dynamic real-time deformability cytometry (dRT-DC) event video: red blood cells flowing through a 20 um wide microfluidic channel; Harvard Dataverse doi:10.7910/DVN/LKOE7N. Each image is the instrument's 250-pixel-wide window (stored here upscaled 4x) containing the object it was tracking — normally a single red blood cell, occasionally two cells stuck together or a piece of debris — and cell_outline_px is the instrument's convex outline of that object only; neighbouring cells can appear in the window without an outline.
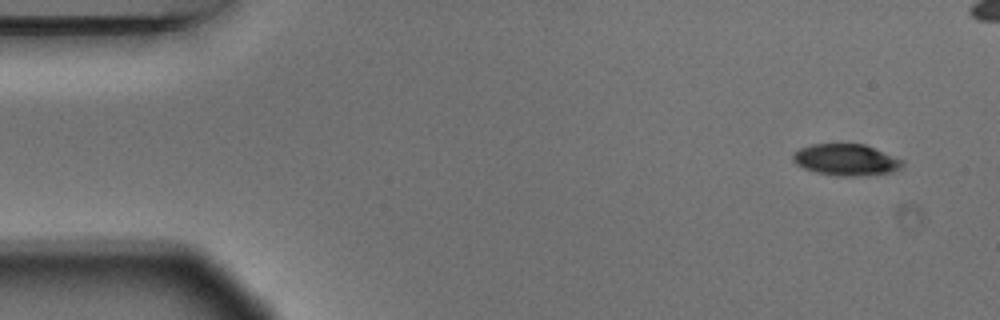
{"species": "Egyptian fruit bat (a non-hibernating species)", "species_latin": "Rousettus aegyptiacus", "temperature_condition": "warm", "stored_images_in_passage": 6, "camera_frame_rate_fps": 3000, "um_per_image_px": 0.085, "animal": {"sex": "male"}, "frame": {"image": 1, "passage_image": 1, "time_ms": 0.0, "image_size_px": [1000, 320], "cell_outline_px": [[904, 164], [900, 168], [892, 172], [856, 176], [836, 176], [816, 172], [804, 168], [796, 164], [792, 160], [792, 156], [800, 148], [812, 144], [864, 144], [904, 160]], "centroid_in_image_um": [71.92, 13.58], "position_along_channel_um": 13.1, "area_um2": 20.0}}
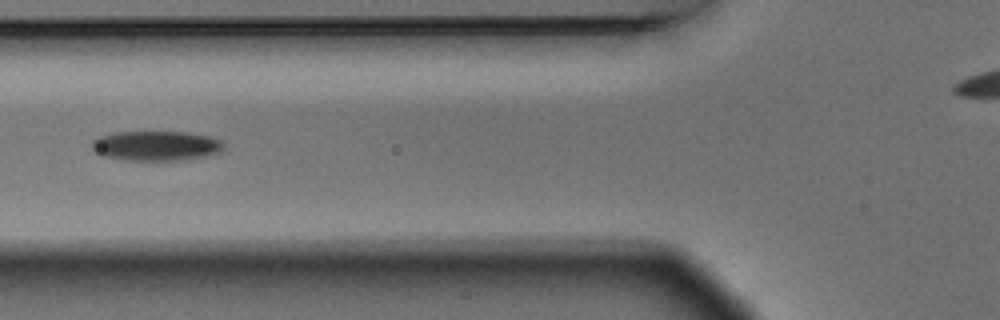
{"frame": {"image": 2, "passage_image": 6, "time_ms": 1.667, "image_size_px": [1000, 320], "cell_outline_px": [[224, 148], [220, 152], [204, 156], [184, 160], [124, 160], [104, 156], [96, 152], [92, 148], [92, 140], [100, 136], [112, 132], [188, 132], [208, 136], [220, 140], [224, 144]], "centroid_in_image_um": [13.26, 12.39], "position_along_channel_um": 112.5, "area_um2": 22.89}}